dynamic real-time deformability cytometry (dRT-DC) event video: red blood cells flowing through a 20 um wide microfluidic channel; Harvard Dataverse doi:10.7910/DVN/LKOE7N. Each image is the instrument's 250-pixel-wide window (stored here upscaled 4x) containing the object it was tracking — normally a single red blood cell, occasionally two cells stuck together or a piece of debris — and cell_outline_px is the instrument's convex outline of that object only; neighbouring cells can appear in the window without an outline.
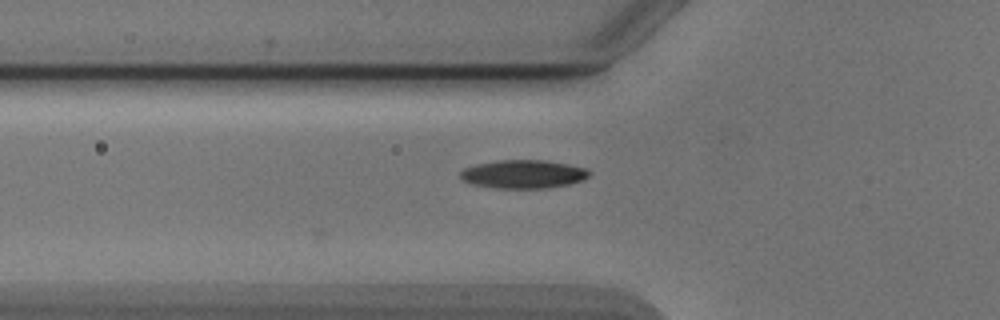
{"species": "Egyptian fruit bat (a non-hibernating species)", "species_latin": "Rousettus aegyptiacus", "temperature_condition": "cold", "stored_images_in_passage": 4, "camera_frame_rate_fps": 3000, "um_per_image_px": 0.085, "animal": {"sex": "male"}, "frame": {"image": 1, "passage_image": 4, "time_ms": 1.0, "image_size_px": [1000, 320], "cell_outline_px": [[592, 172], [584, 180], [568, 184], [548, 188], [500, 188], [476, 184], [464, 180], [460, 176], [460, 172], [464, 168], [476, 164], [500, 160], [544, 160], [568, 164], [588, 168]], "centroid_in_image_um": [44.55, 14.79], "position_along_channel_um": 81.3, "area_um2": 21.21}}